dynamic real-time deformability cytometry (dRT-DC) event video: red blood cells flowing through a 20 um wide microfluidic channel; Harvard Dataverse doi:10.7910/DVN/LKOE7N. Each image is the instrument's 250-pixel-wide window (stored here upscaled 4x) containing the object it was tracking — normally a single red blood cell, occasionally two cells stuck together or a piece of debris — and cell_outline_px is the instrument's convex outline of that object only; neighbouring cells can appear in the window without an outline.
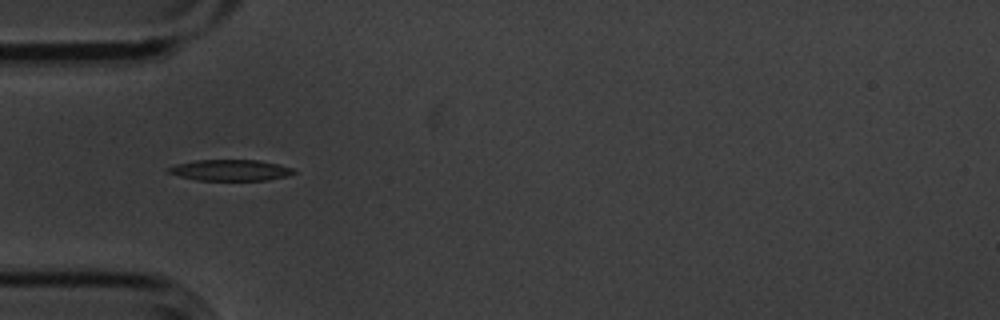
{"species": "common noctule bat (a hibernating species)", "species_latin": "Nyctalus noctula", "temperature_condition": "cold", "stored_images_in_passage": 5, "camera_frame_rate_fps": 3000, "um_per_image_px": 0.085, "animal": {"sex": "male", "body_mass_g": 20.1, "forearm_length_mm": 53.5}, "frame": {"image": 1, "passage_image": 4, "time_ms": 1.0, "image_size_px": [1000, 320], "cell_outline_px": [[296, 172], [288, 176], [268, 180], [196, 180], [180, 176], [168, 172], [164, 168], [176, 164], [196, 160], [260, 160], [292, 168]], "centroid_in_image_um": [19.56, 14.46], "position_along_channel_um": 65.4, "area_um2": 15.37}}
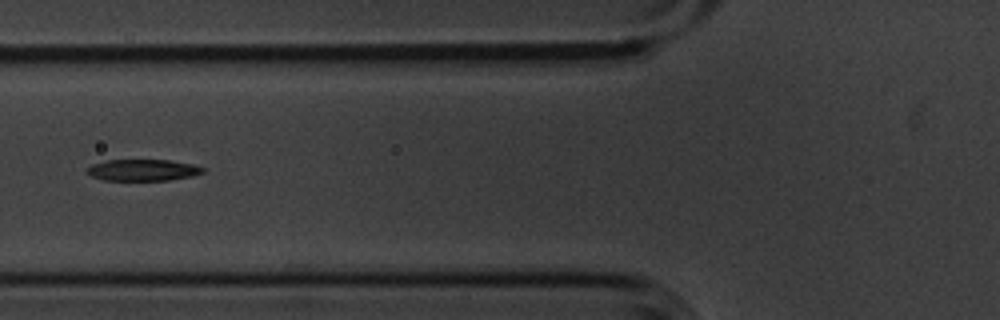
{"frame": {"image": 2, "passage_image": 5, "time_ms": 1.333, "image_size_px": [1000, 320], "cell_outline_px": [[204, 172], [192, 176], [168, 180], [104, 180], [92, 176], [84, 172], [92, 164], [108, 160], [168, 160], [196, 164], [204, 168]], "centroid_in_image_um": [12.16, 14.45], "position_along_channel_um": 113.6, "area_um2": 14.51}}